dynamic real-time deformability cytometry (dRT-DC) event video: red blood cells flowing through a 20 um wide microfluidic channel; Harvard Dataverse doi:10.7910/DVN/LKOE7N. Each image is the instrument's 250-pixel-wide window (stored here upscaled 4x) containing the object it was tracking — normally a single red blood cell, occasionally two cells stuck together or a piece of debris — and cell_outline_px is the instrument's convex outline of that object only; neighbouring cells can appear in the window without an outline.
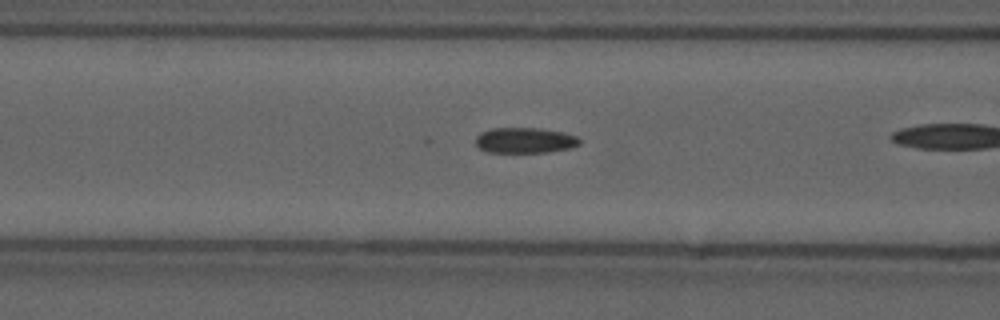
{"species": "common noctule bat (a hibernating species)", "species_latin": "Nyctalus noctula", "temperature_condition": "cold", "stored_images_in_passage": 13, "camera_frame_rate_fps": 3000, "um_per_image_px": 0.085, "animal": {"sex": "male", "forearm_length_mm": 52.5}, "frame": {"image": 1, "passage_image": 5, "time_ms": 1.333, "image_size_px": [1000, 320], "cell_outline_px": [[580, 144], [568, 148], [548, 152], [488, 152], [480, 148], [476, 144], [476, 136], [480, 132], [492, 128], [540, 128], [564, 132], [576, 136], [580, 140]], "centroid_in_image_um": [44.6, 11.92], "position_along_channel_um": 122.0, "area_um2": 15.43}}